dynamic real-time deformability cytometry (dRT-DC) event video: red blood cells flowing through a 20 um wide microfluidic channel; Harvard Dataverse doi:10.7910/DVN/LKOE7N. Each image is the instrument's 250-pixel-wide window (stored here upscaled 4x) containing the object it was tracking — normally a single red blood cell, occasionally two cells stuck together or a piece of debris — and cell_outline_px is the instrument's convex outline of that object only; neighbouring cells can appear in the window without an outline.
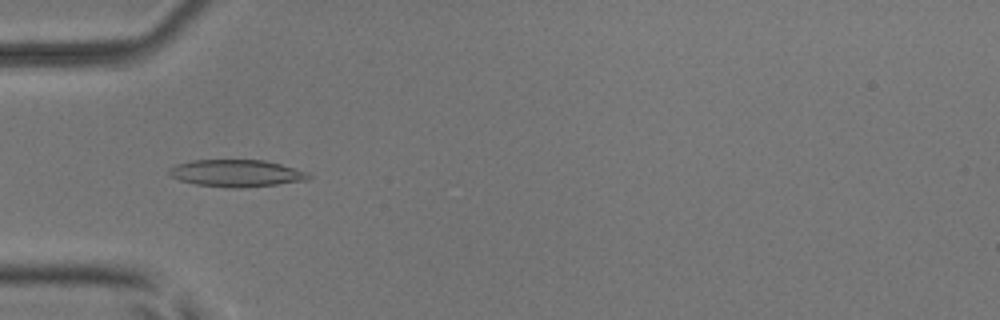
{"species": "common noctule bat (a hibernating species)", "species_latin": "Nyctalus noctula", "temperature_condition": "room temperature", "stored_images_in_passage": 5, "camera_frame_rate_fps": 3000, "um_per_image_px": 0.085, "animal": {"sex": "male", "body_mass_g": 17.9, "forearm_length_mm": 54.2}, "frame": {"image": 1, "passage_image": 5, "time_ms": 1.333, "image_size_px": [1000, 320], "cell_outline_px": [[312, 176], [308, 180], [276, 184], [240, 188], [232, 188], [196, 184], [180, 180], [172, 176], [168, 172], [168, 168], [176, 164], [192, 160], [264, 160], [280, 164], [308, 172]], "centroid_in_image_um": [20.09, 14.72], "position_along_channel_um": 64.9, "area_um2": 21.91}}